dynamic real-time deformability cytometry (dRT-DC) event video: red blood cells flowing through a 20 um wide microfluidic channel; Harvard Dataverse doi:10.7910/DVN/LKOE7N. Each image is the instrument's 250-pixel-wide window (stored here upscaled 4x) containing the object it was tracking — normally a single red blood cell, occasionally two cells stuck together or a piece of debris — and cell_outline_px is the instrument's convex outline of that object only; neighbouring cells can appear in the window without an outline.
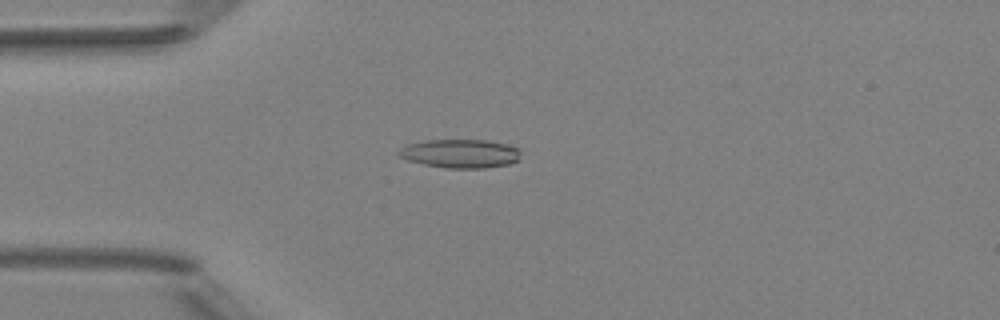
{"species": "Egyptian fruit bat (a non-hibernating species)", "species_latin": "Rousettus aegyptiacus", "temperature_condition": "room temperature", "stored_images_in_passage": 51, "camera_frame_rate_fps": 3000, "um_per_image_px": 0.085, "animal": {"sex": "female"}, "frame": {"image": 1, "passage_image": 14, "time_ms": 4.333, "image_size_px": [1000, 320], "cell_outline_px": [[520, 160], [508, 164], [484, 168], [444, 168], [424, 164], [408, 160], [400, 156], [396, 152], [400, 148], [408, 144], [424, 140], [488, 140], [508, 144], [520, 148]], "centroid_in_image_um": [39.15, 13.05], "position_along_channel_um": 45.8, "area_um2": 20.58}}
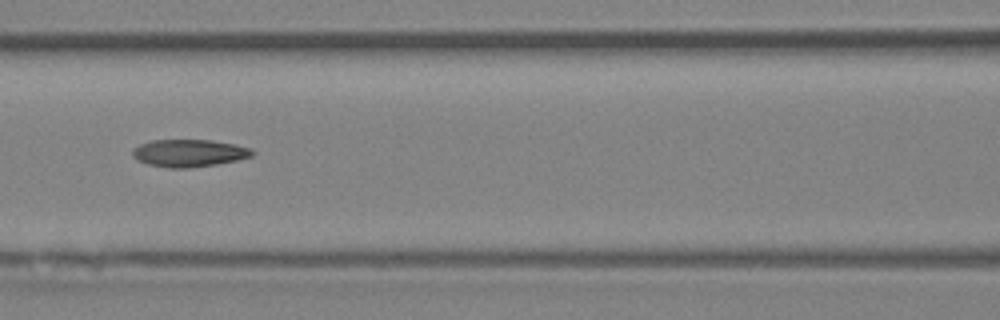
{"frame": {"image": 2, "passage_image": 23, "time_ms": 7.333, "image_size_px": [1000, 320], "cell_outline_px": [[256, 152], [252, 156], [236, 160], [216, 164], [188, 168], [168, 168], [148, 164], [136, 160], [132, 156], [132, 148], [140, 144], [152, 140], [212, 140], [252, 148]], "centroid_in_image_um": [16.04, 13.01], "position_along_channel_um": 150.6, "area_um2": 19.19}}
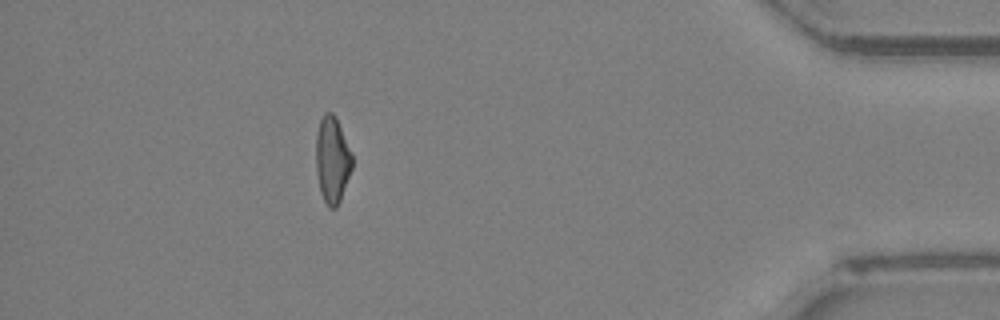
{"frame": {"image": 3, "passage_image": 46, "time_ms": 15.0, "image_size_px": [1000, 320], "cell_outline_px": [[352, 168], [340, 200], [336, 208], [328, 208], [320, 192], [316, 172], [316, 136], [320, 120], [324, 112], [332, 112], [336, 116], [352, 152]], "centroid_in_image_um": [28.24, 13.56], "position_along_channel_um": 407.0, "area_um2": 18.38}, "authors_computed_cell_mechanics": {"area_um2": 18.9006, "velocity_mm_per_s": 4.0401, "shape_relaxation_time_tau1_ms": null, "shape_relaxation_time_tau2_ms": 3.5457, "deformation_change_tau1": null, "deformation_change_tau2": 0.1319}}